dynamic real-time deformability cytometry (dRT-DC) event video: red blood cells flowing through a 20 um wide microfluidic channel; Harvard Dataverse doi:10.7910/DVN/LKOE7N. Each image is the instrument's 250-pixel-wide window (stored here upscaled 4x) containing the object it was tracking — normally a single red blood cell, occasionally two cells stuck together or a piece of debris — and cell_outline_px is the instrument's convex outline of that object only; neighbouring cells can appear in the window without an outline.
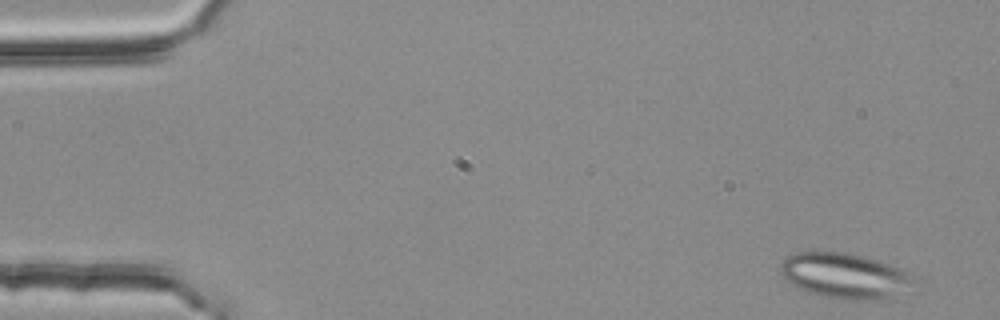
{"species": "common noctule bat (a hibernating species)", "species_latin": "Nyctalus noctula", "temperature_condition": "room temperature", "stored_images_in_passage": 51, "camera_frame_rate_fps": 3000, "um_per_image_px": 0.085, "animal": {"sex": "female", "body_mass_g": 25.1}, "frame": {"image": 1, "passage_image": 2, "time_ms": 0.333, "image_size_px": [1000, 320], "cell_outline_px": [[916, 280], [888, 296], [880, 300], [856, 300], [824, 296], [800, 288], [784, 280], [780, 272], [780, 264], [784, 256], [796, 252], [844, 252], [864, 256], [888, 264], [904, 272]], "centroid_in_image_um": [71.65, 23.4], "position_along_channel_um": 13.3, "area_um2": 34.22}}
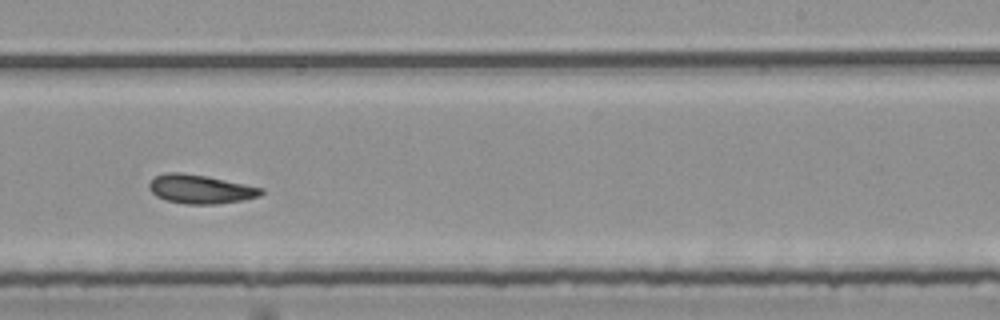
{"frame": {"image": 2, "passage_image": 33, "time_ms": 10.667, "image_size_px": [1000, 320], "cell_outline_px": [[264, 192], [260, 196], [240, 200], [216, 204], [184, 204], [168, 200], [156, 196], [148, 188], [148, 184], [156, 176], [164, 172], [180, 172], [204, 176], [264, 188]], "centroid_in_image_um": [17.01, 16.08], "position_along_channel_um": 272.0, "area_um2": 18.61}}
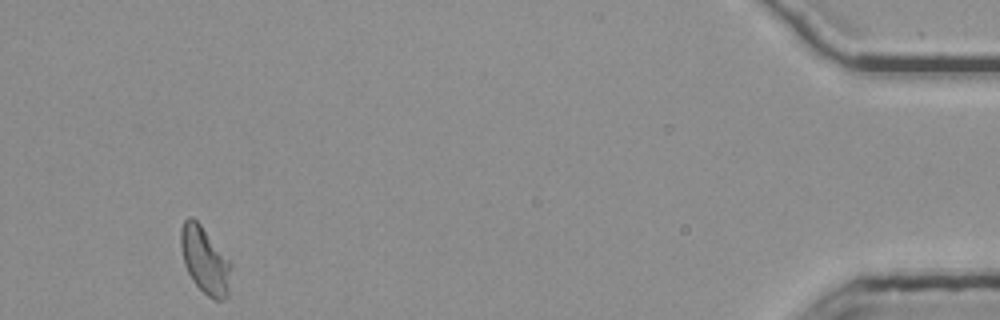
{"frame": {"image": 3, "passage_image": 51, "time_ms": 16.667, "image_size_px": [1000, 320], "cell_outline_px": [[232, 264], [228, 296], [224, 300], [216, 300], [208, 296], [192, 280], [184, 264], [180, 248], [180, 228], [184, 220], [188, 216], [192, 216], [200, 224]], "centroid_in_image_um": [17.4, 22.12], "position_along_channel_um": 417.8, "area_um2": 19.54}, "authors_computed_cell_mechanics": {"area_um2": 19.2474, "velocity_mm_per_s": 3.7177, "shape_relaxation_time_tau1_ms": null, "shape_relaxation_time_tau2_ms": 3.911, "deformation_change_tau1": null, "deformation_change_tau2": 0.0869}}